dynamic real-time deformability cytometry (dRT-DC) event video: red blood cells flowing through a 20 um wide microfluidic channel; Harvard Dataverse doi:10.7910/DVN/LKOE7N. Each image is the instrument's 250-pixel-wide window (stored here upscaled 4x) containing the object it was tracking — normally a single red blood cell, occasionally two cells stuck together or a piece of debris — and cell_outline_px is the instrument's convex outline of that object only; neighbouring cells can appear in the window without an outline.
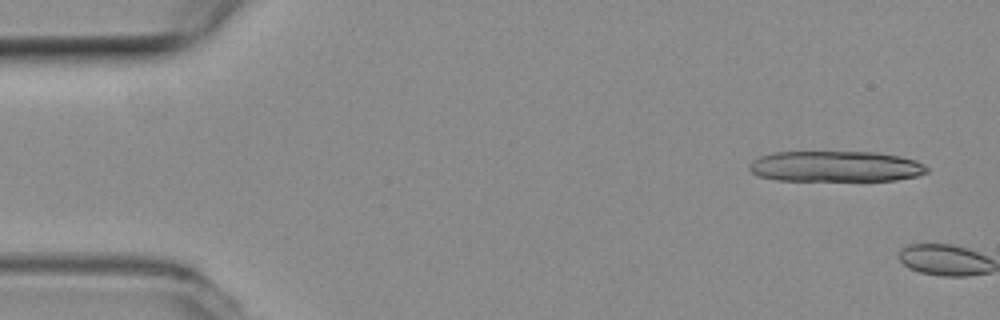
{"species": "common noctule bat (a hibernating species)", "species_latin": "Nyctalus noctula", "temperature_condition": "room temperature", "stored_images_in_passage": 4, "camera_frame_rate_fps": 3000, "um_per_image_px": 0.085, "animal": {"sex": "female", "body_mass_g": 19.3, "forearm_length_mm": 54.1}, "frame": {"image": 1, "passage_image": 3, "time_ms": 0.667, "image_size_px": [1000, 320], "cell_outline_px": [[928, 172], [916, 176], [896, 180], [776, 180], [760, 176], [752, 172], [748, 168], [748, 164], [752, 160], [760, 156], [772, 152], [876, 152], [900, 156], [916, 160], [924, 164], [928, 168]], "centroid_in_image_um": [71.02, 14.14], "position_along_channel_um": 14.0, "area_um2": 31.91}}